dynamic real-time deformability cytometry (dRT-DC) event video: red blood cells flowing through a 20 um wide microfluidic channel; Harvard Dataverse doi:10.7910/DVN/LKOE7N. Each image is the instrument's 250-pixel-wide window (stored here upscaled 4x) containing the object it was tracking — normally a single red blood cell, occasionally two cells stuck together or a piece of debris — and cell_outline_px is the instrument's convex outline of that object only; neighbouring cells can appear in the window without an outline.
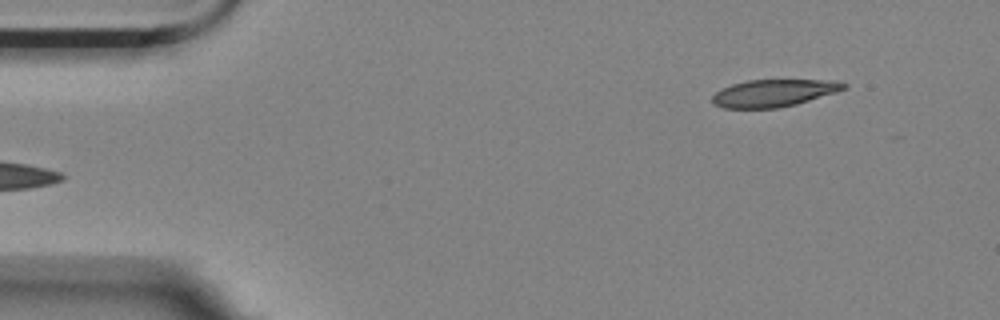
{"species": "Egyptian fruit bat (a non-hibernating species)", "species_latin": "Rousettus aegyptiacus", "temperature_condition": "room temperature", "stored_images_in_passage": 5, "segment_of_instrument_passage": [2, 2], "camera_frame_rate_fps": 3000, "um_per_image_px": 0.085, "animal": {"sex": "female"}, "frame": {"image": 1, "passage_image": 5, "time_ms": 1.333, "image_size_px": [1000, 320], "cell_outline_px": [[848, 84], [844, 88], [836, 92], [796, 104], [776, 108], [724, 108], [716, 104], [712, 100], [712, 96], [720, 88], [732, 84], [748, 80], [836, 80]], "centroid_in_image_um": [65.76, 7.9], "position_along_channel_um": 19.2, "area_um2": 20.75}}